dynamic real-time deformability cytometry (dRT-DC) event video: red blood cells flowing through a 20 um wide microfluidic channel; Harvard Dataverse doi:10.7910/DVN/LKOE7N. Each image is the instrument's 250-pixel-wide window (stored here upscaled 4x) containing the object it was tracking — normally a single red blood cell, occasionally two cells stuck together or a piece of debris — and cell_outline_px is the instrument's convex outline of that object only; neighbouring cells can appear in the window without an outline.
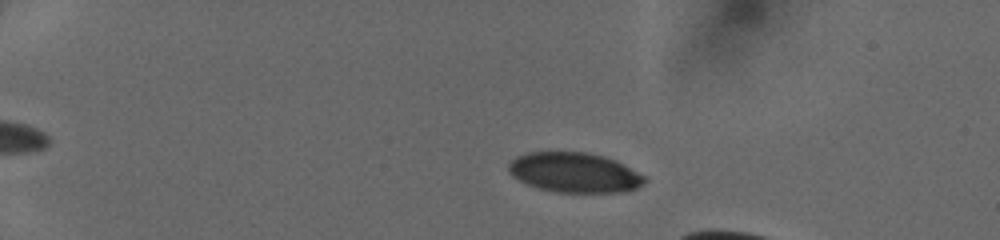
{"species": "human", "species_latin": "Homo sapiens", "temperature_condition": "cold", "stored_images_in_passage": 20, "camera_frame_rate_fps": 3000, "um_per_image_px": 0.085, "donor": {"sex": "female"}, "frame": {"image": 1, "passage_image": 9, "time_ms": 2.667, "image_size_px": [1000, 240], "cell_outline_px": [[648, 180], [644, 184], [636, 188], [620, 192], [556, 192], [540, 188], [528, 184], [512, 176], [508, 172], [508, 164], [516, 156], [528, 152], [588, 152], [604, 156], [616, 160], [648, 176]], "centroid_in_image_um": [48.87, 14.65], "position_along_channel_um": 36.1, "area_um2": 31.85}}